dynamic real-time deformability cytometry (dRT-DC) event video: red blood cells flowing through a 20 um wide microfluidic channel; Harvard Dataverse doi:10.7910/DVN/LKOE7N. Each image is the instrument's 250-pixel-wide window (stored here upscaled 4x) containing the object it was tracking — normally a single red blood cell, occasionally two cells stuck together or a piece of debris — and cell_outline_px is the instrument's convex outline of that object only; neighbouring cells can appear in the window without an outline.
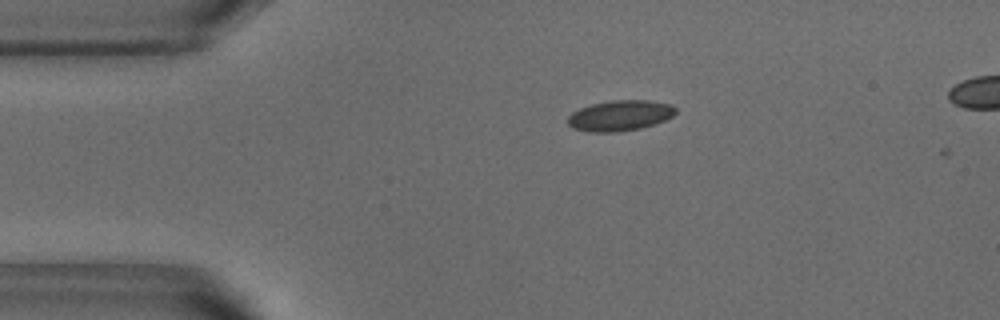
{"species": "common noctule bat (a hibernating species)", "species_latin": "Nyctalus noctula", "temperature_condition": "warm", "stored_images_in_passage": 2, "camera_frame_rate_fps": 3000, "um_per_image_px": 0.085, "animal": {"sex": "male", "body_mass_g": 18.8}, "frame": {"image": 1, "passage_image": 1, "time_ms": 0.0, "image_size_px": [1000, 320], "cell_outline_px": [[676, 112], [672, 116], [664, 120], [640, 128], [616, 132], [588, 132], [572, 128], [568, 124], [568, 116], [572, 112], [580, 108], [592, 104], [612, 100], [648, 100], [672, 104], [676, 108]], "centroid_in_image_um": [52.68, 9.82], "position_along_channel_um": 32.3, "area_um2": 19.19}}